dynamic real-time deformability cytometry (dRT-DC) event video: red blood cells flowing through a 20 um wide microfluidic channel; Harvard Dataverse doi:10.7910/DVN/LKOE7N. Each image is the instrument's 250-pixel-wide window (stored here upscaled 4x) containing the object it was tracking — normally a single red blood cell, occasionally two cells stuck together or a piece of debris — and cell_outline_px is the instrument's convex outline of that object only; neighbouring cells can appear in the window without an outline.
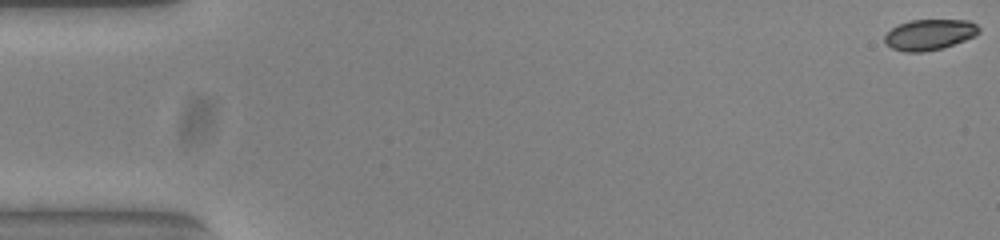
{"species": "common noctule bat (a hibernating species)", "species_latin": "Nyctalus noctula", "temperature_condition": "warm", "stored_images_in_passage": 54, "camera_frame_rate_fps": 3000, "um_per_image_px": 0.085, "animal": {"sex": "female", "body_mass_g": 23.0, "forearm_length_mm": 53.4}, "frame": {"image": 1, "passage_image": 1, "time_ms": 0.0, "image_size_px": [1000, 240], "cell_outline_px": [[980, 32], [976, 36], [940, 48], [924, 52], [904, 52], [892, 48], [884, 44], [884, 36], [892, 28], [900, 24], [912, 20], [968, 20], [976, 24], [980, 28]], "centroid_in_image_um": [79.0, 2.94], "position_along_channel_um": 6.0, "area_um2": 16.82}}
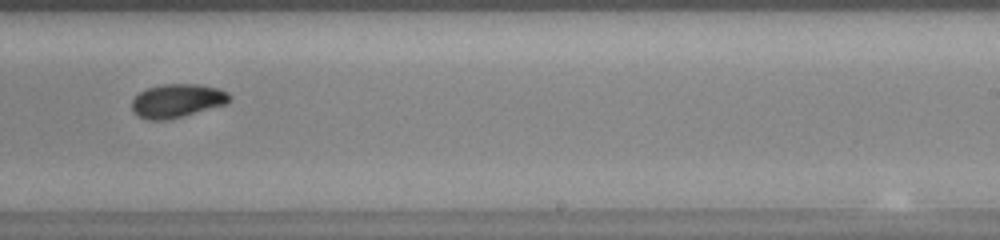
{"frame": {"image": 2, "passage_image": 34, "time_ms": 11.0, "image_size_px": [1000, 240], "cell_outline_px": [[232, 96], [228, 104], [164, 120], [148, 120], [132, 112], [132, 100], [144, 88], [164, 84], [200, 84], [216, 88], [228, 92]], "centroid_in_image_um": [15.06, 8.55], "position_along_channel_um": 273.9, "area_um2": 19.07}}
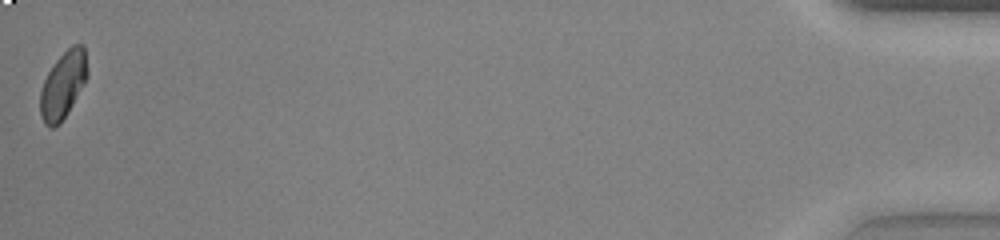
{"frame": {"image": 3, "passage_image": 54, "time_ms": 17.667, "image_size_px": [1000, 240], "cell_outline_px": [[88, 76], [84, 84], [68, 112], [60, 124], [52, 128], [44, 124], [40, 116], [40, 92], [44, 80], [48, 72], [56, 60], [72, 44], [84, 44], [88, 72]], "centroid_in_image_um": [5.36, 7.23], "position_along_channel_um": 429.8, "area_um2": 18.5}, "authors_computed_cell_mechanics": {"area_um2": 18.6983, "velocity_mm_per_s": 3.8469, "shape_relaxation_time_tau1_ms": 5.2399, "shape_relaxation_time_tau2_ms": 4.8637, "deformation_change_tau1": 0.1426, "deformation_change_tau2": 0.0621}}